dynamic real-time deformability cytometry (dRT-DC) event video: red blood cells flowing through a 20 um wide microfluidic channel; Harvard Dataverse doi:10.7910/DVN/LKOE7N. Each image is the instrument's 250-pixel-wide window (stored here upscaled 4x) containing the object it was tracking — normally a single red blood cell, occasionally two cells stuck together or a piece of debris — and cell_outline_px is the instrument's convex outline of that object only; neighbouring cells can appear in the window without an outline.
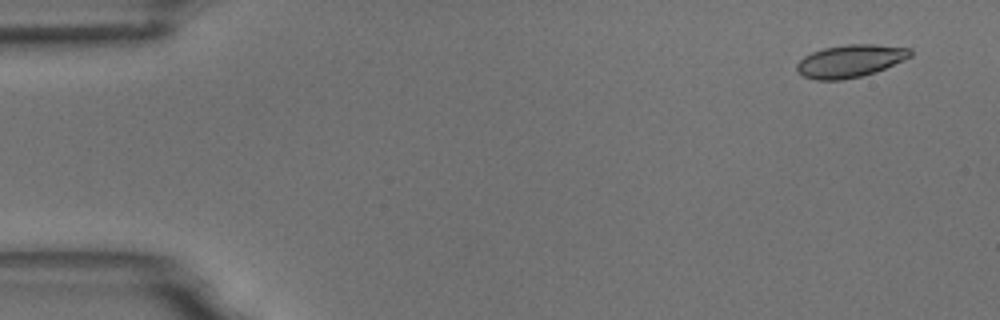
{"species": "common noctule bat (a hibernating species)", "species_latin": "Nyctalus noctula", "temperature_condition": "room temperature", "stored_images_in_passage": 6, "camera_frame_rate_fps": 3000, "um_per_image_px": 0.085, "animal": {"sex": "male", "body_mass_g": 18.8}, "frame": {"image": 1, "passage_image": 2, "time_ms": 1.0, "image_size_px": [1000, 320], "cell_outline_px": [[912, 56], [904, 60], [876, 72], [844, 80], [816, 80], [804, 76], [796, 72], [796, 64], [804, 56], [812, 52], [824, 48], [848, 44], [872, 44], [912, 48]], "centroid_in_image_um": [72.27, 5.19], "position_along_channel_um": 12.7, "area_um2": 21.68}}
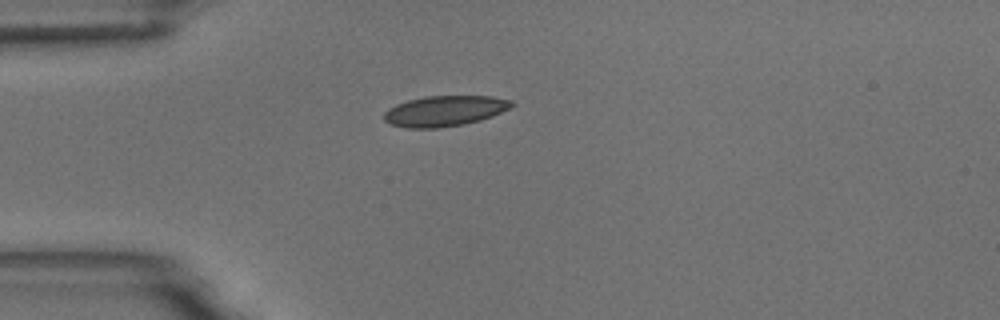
{"frame": {"image": 2, "passage_image": 5, "time_ms": 4.667, "image_size_px": [1000, 320], "cell_outline_px": [[516, 104], [492, 116], [480, 120], [464, 124], [440, 128], [408, 128], [392, 124], [384, 120], [384, 112], [388, 108], [396, 104], [408, 100], [424, 96], [492, 96], [512, 100]], "centroid_in_image_um": [37.79, 9.42], "position_along_channel_um": 47.2, "area_um2": 22.72}}